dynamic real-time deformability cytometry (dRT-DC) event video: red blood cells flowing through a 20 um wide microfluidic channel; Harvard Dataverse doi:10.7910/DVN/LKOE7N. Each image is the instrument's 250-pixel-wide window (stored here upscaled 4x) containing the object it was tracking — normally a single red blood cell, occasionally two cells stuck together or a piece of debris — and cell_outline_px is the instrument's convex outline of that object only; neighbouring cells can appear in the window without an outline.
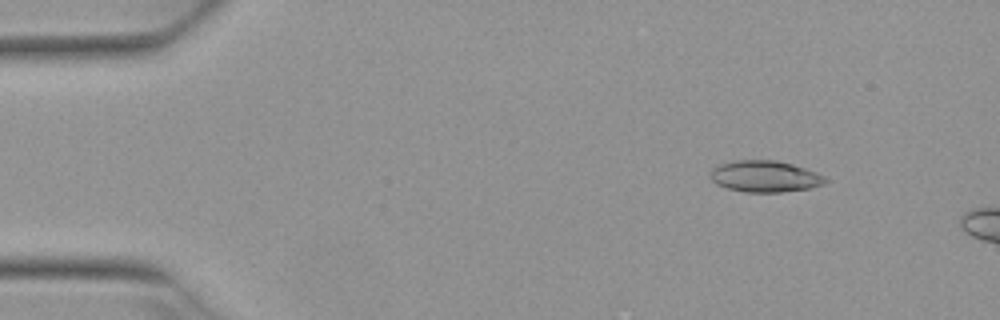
{"species": "Egyptian fruit bat (a non-hibernating species)", "species_latin": "Rousettus aegyptiacus", "temperature_condition": "warm", "stored_images_in_passage": 2, "camera_frame_rate_fps": 3000, "um_per_image_px": 0.085, "animal": {"sex": "female"}, "frame": {"image": 1, "passage_image": 1, "time_ms": 0.0, "image_size_px": [1000, 320], "cell_outline_px": [[828, 180], [824, 184], [808, 188], [780, 192], [744, 192], [728, 188], [716, 184], [712, 180], [712, 168], [720, 164], [736, 160], [776, 160], [792, 164], [816, 172], [824, 176]], "centroid_in_image_um": [65.02, 14.99], "position_along_channel_um": 20.0, "area_um2": 20.87}}